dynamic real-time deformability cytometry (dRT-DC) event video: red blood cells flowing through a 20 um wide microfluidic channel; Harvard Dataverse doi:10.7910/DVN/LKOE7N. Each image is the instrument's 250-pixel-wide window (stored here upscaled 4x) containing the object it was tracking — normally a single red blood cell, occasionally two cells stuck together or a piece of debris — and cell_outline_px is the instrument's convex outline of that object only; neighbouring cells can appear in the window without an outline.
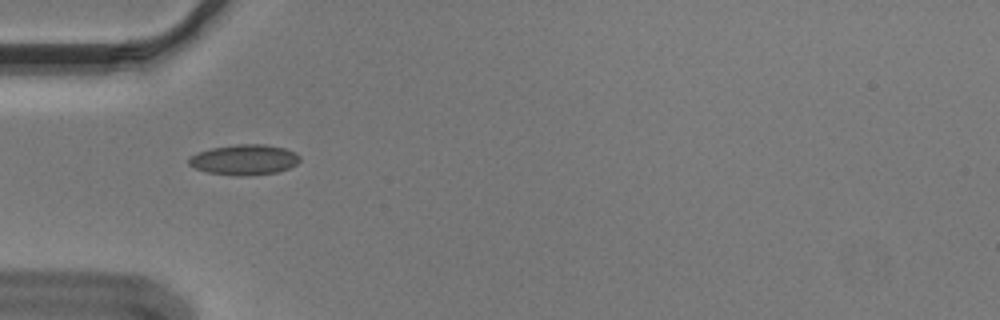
{"species": "Egyptian fruit bat (a non-hibernating species)", "species_latin": "Rousettus aegyptiacus", "temperature_condition": "cold", "stored_images_in_passage": 39, "camera_frame_rate_fps": 3000, "um_per_image_px": 0.085, "animal": {"sex": "male"}, "frame": {"image": 1, "passage_image": 1, "time_ms": 0.0, "image_size_px": [1000, 320], "cell_outline_px": [[300, 160], [296, 164], [288, 168], [276, 172], [244, 176], [236, 176], [208, 172], [196, 168], [188, 164], [188, 156], [196, 152], [212, 148], [236, 144], [264, 144], [284, 148], [296, 152], [300, 156]], "centroid_in_image_um": [20.74, 13.57], "position_along_channel_um": 64.3, "area_um2": 19.71}}
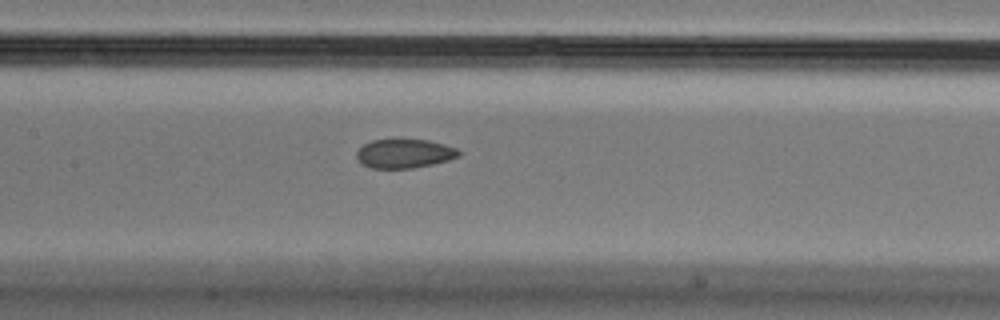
{"frame": {"image": 2, "passage_image": 10, "time_ms": 3.0, "image_size_px": [1000, 320], "cell_outline_px": [[464, 152], [460, 156], [448, 160], [432, 164], [412, 168], [372, 168], [360, 164], [356, 156], [356, 152], [364, 144], [372, 140], [428, 140], [444, 144], [456, 148]], "centroid_in_image_um": [34.39, 13.06], "position_along_channel_um": 173.0, "area_um2": 17.28}}
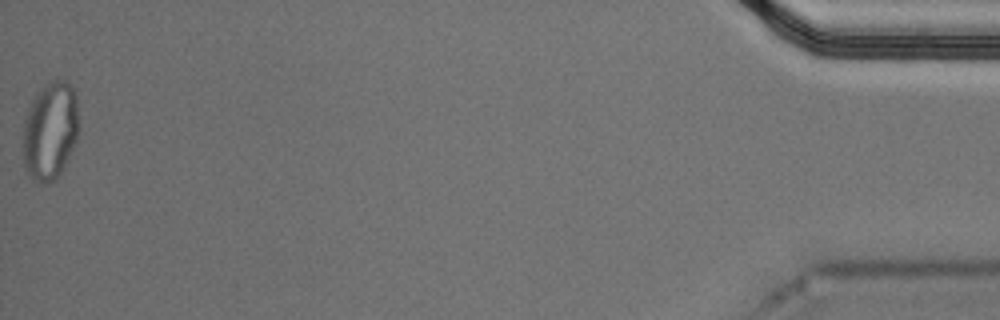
{"frame": {"image": 3, "passage_image": 39, "time_ms": 12.667, "image_size_px": [1000, 320], "cell_outline_px": [[76, 140], [68, 160], [64, 168], [52, 180], [32, 180], [28, 176], [24, 168], [24, 120], [28, 108], [36, 92], [52, 80], [64, 80], [76, 92]], "centroid_in_image_um": [4.24, 11.1], "position_along_channel_um": 431.0, "area_um2": 31.21}, "authors_computed_cell_mechanics": {"area_um2": 18.4382, "velocity_mm_per_s": 3.6339, "shape_relaxation_time_tau1_ms": null, "shape_relaxation_time_tau2_ms": 1.5186, "deformation_change_tau1": null, "deformation_change_tau2": 0.0638}}